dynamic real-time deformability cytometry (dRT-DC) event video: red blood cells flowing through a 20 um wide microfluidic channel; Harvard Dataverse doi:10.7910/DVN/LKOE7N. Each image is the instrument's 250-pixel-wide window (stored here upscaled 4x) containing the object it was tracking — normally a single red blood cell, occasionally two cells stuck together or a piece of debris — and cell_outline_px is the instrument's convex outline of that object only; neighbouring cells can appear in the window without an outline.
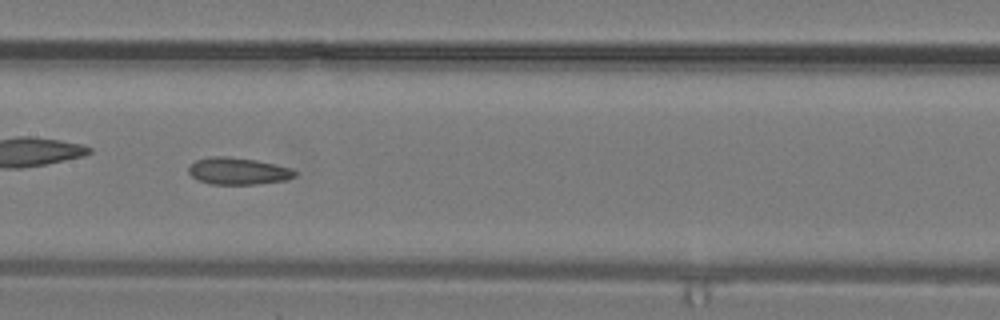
{"species": "common noctule bat (a hibernating species)", "species_latin": "Nyctalus noctula", "temperature_condition": "warm", "stored_images_in_passage": 31, "camera_frame_rate_fps": 3000, "um_per_image_px": 0.085, "animal": {"sex": "male", "body_mass_g": 19.2, "forearm_length_mm": 51.8}, "frame": {"image": 1, "passage_image": 14, "time_ms": 4.333, "image_size_px": [1000, 320], "cell_outline_px": [[296, 176], [284, 180], [256, 184], [212, 184], [196, 180], [188, 172], [188, 168], [196, 160], [212, 156], [224, 156], [256, 160], [292, 168], [296, 172]], "centroid_in_image_um": [20.22, 14.54], "position_along_channel_um": 187.2, "area_um2": 16.59}}
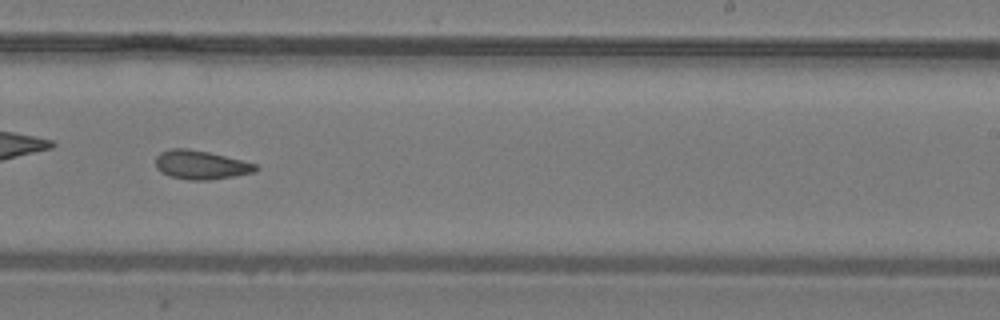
{"frame": {"image": 2, "passage_image": 18, "time_ms": 5.667, "image_size_px": [1000, 320], "cell_outline_px": [[260, 168], [256, 172], [236, 176], [208, 180], [188, 180], [168, 176], [160, 172], [156, 168], [156, 156], [160, 152], [168, 148], [188, 148], [208, 152], [256, 164]], "centroid_in_image_um": [17.05, 14.02], "position_along_channel_um": 272.0, "area_um2": 16.99}}
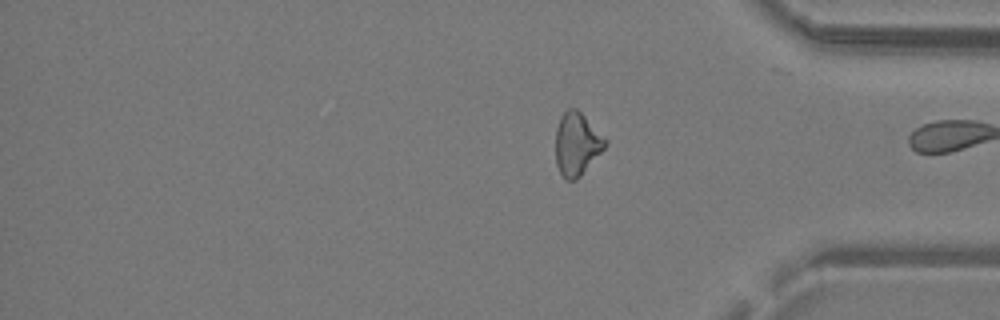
{"frame": {"image": 3, "passage_image": 31, "time_ms": 10.0, "image_size_px": [1000, 320], "cell_outline_px": [[608, 144], [580, 176], [576, 180], [564, 180], [556, 164], [556, 128], [560, 116], [568, 108], [576, 108], [608, 140]], "centroid_in_image_um": [49.02, 12.24], "position_along_channel_um": 386.2, "area_um2": 18.15}}